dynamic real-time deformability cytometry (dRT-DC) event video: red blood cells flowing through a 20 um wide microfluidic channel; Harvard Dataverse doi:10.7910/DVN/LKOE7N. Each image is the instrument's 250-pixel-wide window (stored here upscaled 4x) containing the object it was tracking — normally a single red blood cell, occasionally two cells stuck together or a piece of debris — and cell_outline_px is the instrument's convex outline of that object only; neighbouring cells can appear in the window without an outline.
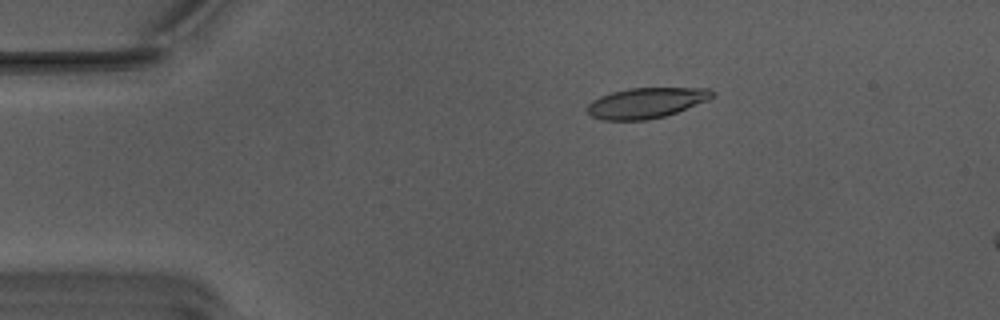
{"species": "Egyptian fruit bat (a non-hibernating species)", "species_latin": "Rousettus aegyptiacus", "temperature_condition": "warm", "stored_images_in_passage": 5, "camera_frame_rate_fps": 3000, "um_per_image_px": 0.085, "animal": {"sex": "male"}, "frame": {"image": 1, "passage_image": 2, "time_ms": 0.333, "image_size_px": [1000, 320], "cell_outline_px": [[716, 92], [708, 100], [676, 112], [664, 116], [648, 120], [604, 120], [592, 116], [584, 108], [592, 100], [600, 96], [612, 92], [628, 88], [708, 88]], "centroid_in_image_um": [54.9, 8.74], "position_along_channel_um": 30.1, "area_um2": 22.14}}